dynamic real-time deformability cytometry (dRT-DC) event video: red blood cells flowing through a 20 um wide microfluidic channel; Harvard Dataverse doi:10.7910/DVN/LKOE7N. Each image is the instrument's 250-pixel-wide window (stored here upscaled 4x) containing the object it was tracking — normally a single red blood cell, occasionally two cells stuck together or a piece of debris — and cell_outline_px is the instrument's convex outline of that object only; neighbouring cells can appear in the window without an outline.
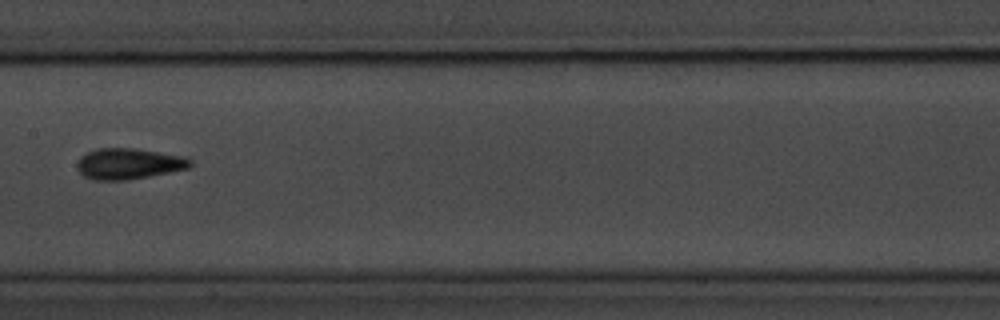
{"species": "common noctule bat (a hibernating species)", "species_latin": "Nyctalus noctula", "temperature_condition": "room temperature", "stored_images_in_passage": 12, "camera_frame_rate_fps": 3000, "um_per_image_px": 0.085, "animal": {"sex": "male", "body_mass_g": 20.1, "forearm_length_mm": 53.5}, "frame": {"image": 1, "passage_image": 9, "time_ms": 10.0, "image_size_px": [1000, 320], "cell_outline_px": [[192, 164], [188, 168], [128, 180], [92, 180], [84, 176], [76, 168], [76, 164], [80, 156], [96, 148], [132, 148], [184, 156], [192, 160]], "centroid_in_image_um": [10.89, 13.91], "position_along_channel_um": 196.5, "area_um2": 20.35}}